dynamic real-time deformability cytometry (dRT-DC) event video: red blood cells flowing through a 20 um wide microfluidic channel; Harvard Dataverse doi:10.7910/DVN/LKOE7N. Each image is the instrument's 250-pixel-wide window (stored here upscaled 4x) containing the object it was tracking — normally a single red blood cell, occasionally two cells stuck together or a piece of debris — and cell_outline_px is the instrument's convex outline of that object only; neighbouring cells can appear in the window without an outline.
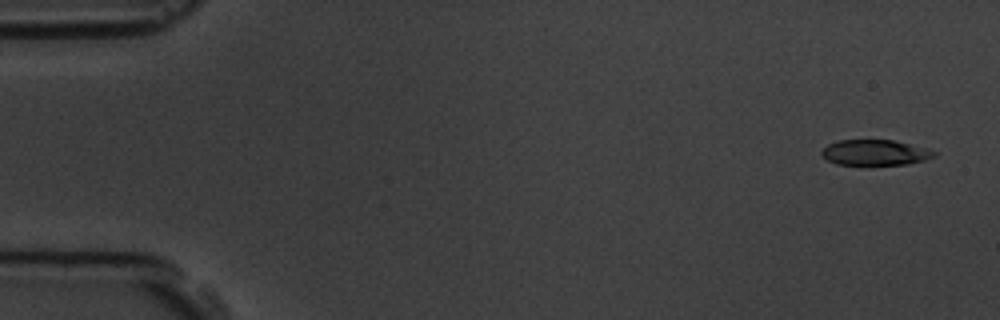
{"species": "common noctule bat (a hibernating species)", "species_latin": "Nyctalus noctula", "temperature_condition": "room temperature", "stored_images_in_passage": 6, "camera_frame_rate_fps": 3000, "um_per_image_px": 0.085, "animal": {"sex": "male", "body_mass_g": 19.5, "forearm_length_mm": 54.6}, "frame": {"image": 1, "passage_image": 1, "time_ms": 0.0, "image_size_px": [1000, 320], "cell_outline_px": [[936, 156], [924, 160], [908, 164], [836, 164], [828, 160], [820, 152], [828, 144], [840, 140], [892, 140], [928, 148], [936, 152]], "centroid_in_image_um": [74.41, 12.96], "position_along_channel_um": 10.6, "area_um2": 16.53}}
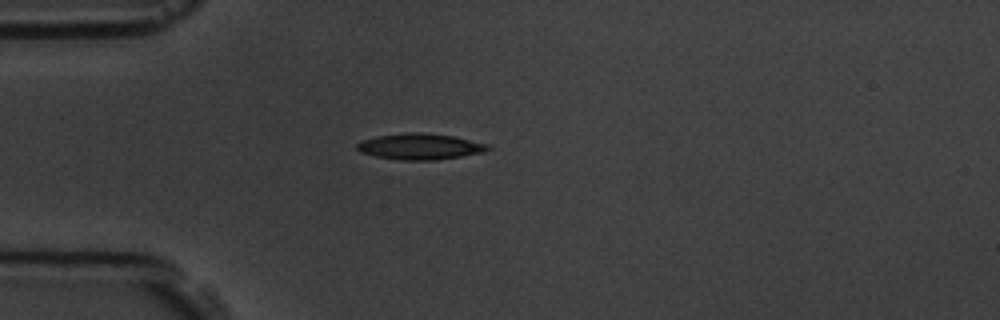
{"frame": {"image": 2, "passage_image": 5, "time_ms": 4.333, "image_size_px": [1000, 320], "cell_outline_px": [[492, 148], [484, 152], [436, 160], [396, 160], [376, 156], [360, 152], [356, 148], [356, 144], [360, 140], [376, 136], [408, 132], [420, 132], [452, 136], [488, 144]], "centroid_in_image_um": [35.66, 12.45], "position_along_channel_um": 49.3, "area_um2": 19.88}}